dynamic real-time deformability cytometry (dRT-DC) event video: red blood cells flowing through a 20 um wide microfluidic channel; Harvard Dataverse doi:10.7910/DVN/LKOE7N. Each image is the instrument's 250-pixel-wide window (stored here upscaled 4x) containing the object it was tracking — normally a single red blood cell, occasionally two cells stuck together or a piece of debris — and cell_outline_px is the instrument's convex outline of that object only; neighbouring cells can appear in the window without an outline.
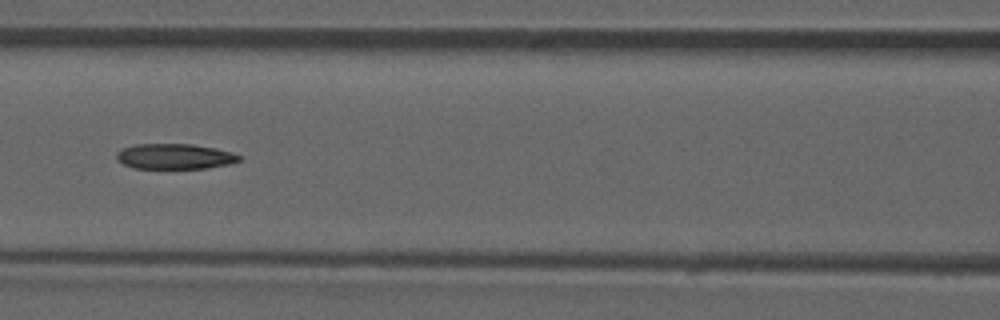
{"species": "common noctule bat (a hibernating species)", "species_latin": "Nyctalus noctula", "temperature_condition": "room temperature", "stored_images_in_passage": 35, "camera_frame_rate_fps": 3000, "um_per_image_px": 0.085, "animal": {"sex": "male", "forearm_length_mm": 52.5}, "frame": {"image": 1, "passage_image": 11, "time_ms": 3.333, "image_size_px": [1000, 320], "cell_outline_px": [[240, 160], [228, 164], [208, 168], [132, 168], [116, 160], [116, 152], [120, 148], [132, 144], [192, 144], [216, 148], [232, 152], [240, 156]], "centroid_in_image_um": [14.79, 13.28], "position_along_channel_um": 151.8, "area_um2": 18.26}, "authors_computed_cell_mechanics": {"area_um2": 18.785, "velocity_mm_per_s": 3.8918, "shape_relaxation_time_tau1_ms": null, "shape_relaxation_time_tau2_ms": 6.9279, "deformation_change_tau1": null, "deformation_change_tau2": 0.1644}}